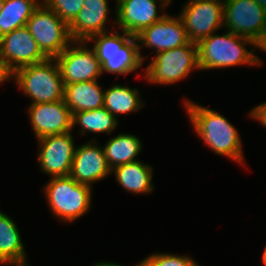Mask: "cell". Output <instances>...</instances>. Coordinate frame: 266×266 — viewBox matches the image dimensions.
Returning <instances> with one entry per match:
<instances>
[{
	"mask_svg": "<svg viewBox=\"0 0 266 266\" xmlns=\"http://www.w3.org/2000/svg\"><path fill=\"white\" fill-rule=\"evenodd\" d=\"M27 112L37 139L73 131V114L64 100L30 104Z\"/></svg>",
	"mask_w": 266,
	"mask_h": 266,
	"instance_id": "obj_15",
	"label": "cell"
},
{
	"mask_svg": "<svg viewBox=\"0 0 266 266\" xmlns=\"http://www.w3.org/2000/svg\"><path fill=\"white\" fill-rule=\"evenodd\" d=\"M266 11V0H255Z\"/></svg>",
	"mask_w": 266,
	"mask_h": 266,
	"instance_id": "obj_31",
	"label": "cell"
},
{
	"mask_svg": "<svg viewBox=\"0 0 266 266\" xmlns=\"http://www.w3.org/2000/svg\"><path fill=\"white\" fill-rule=\"evenodd\" d=\"M169 4L167 0H116V19L113 24H117L116 29L136 36L143 29L161 20L166 13H159Z\"/></svg>",
	"mask_w": 266,
	"mask_h": 266,
	"instance_id": "obj_11",
	"label": "cell"
},
{
	"mask_svg": "<svg viewBox=\"0 0 266 266\" xmlns=\"http://www.w3.org/2000/svg\"><path fill=\"white\" fill-rule=\"evenodd\" d=\"M104 92L98 80L64 85V101L72 114L104 106Z\"/></svg>",
	"mask_w": 266,
	"mask_h": 266,
	"instance_id": "obj_19",
	"label": "cell"
},
{
	"mask_svg": "<svg viewBox=\"0 0 266 266\" xmlns=\"http://www.w3.org/2000/svg\"><path fill=\"white\" fill-rule=\"evenodd\" d=\"M46 59L27 26L0 37V63L10 74L20 67Z\"/></svg>",
	"mask_w": 266,
	"mask_h": 266,
	"instance_id": "obj_12",
	"label": "cell"
},
{
	"mask_svg": "<svg viewBox=\"0 0 266 266\" xmlns=\"http://www.w3.org/2000/svg\"><path fill=\"white\" fill-rule=\"evenodd\" d=\"M145 71L144 79L151 84L171 85L199 71L198 45L188 44L155 54Z\"/></svg>",
	"mask_w": 266,
	"mask_h": 266,
	"instance_id": "obj_6",
	"label": "cell"
},
{
	"mask_svg": "<svg viewBox=\"0 0 266 266\" xmlns=\"http://www.w3.org/2000/svg\"><path fill=\"white\" fill-rule=\"evenodd\" d=\"M118 122V118L110 114L104 107L73 113L72 119L73 128L76 124L79 125L80 136L88 132L112 134L111 132L116 129Z\"/></svg>",
	"mask_w": 266,
	"mask_h": 266,
	"instance_id": "obj_24",
	"label": "cell"
},
{
	"mask_svg": "<svg viewBox=\"0 0 266 266\" xmlns=\"http://www.w3.org/2000/svg\"><path fill=\"white\" fill-rule=\"evenodd\" d=\"M139 50L142 46L155 49V54L184 46L190 42L181 17L168 13L136 35Z\"/></svg>",
	"mask_w": 266,
	"mask_h": 266,
	"instance_id": "obj_14",
	"label": "cell"
},
{
	"mask_svg": "<svg viewBox=\"0 0 266 266\" xmlns=\"http://www.w3.org/2000/svg\"><path fill=\"white\" fill-rule=\"evenodd\" d=\"M142 266H200L188 255L154 252L141 260Z\"/></svg>",
	"mask_w": 266,
	"mask_h": 266,
	"instance_id": "obj_25",
	"label": "cell"
},
{
	"mask_svg": "<svg viewBox=\"0 0 266 266\" xmlns=\"http://www.w3.org/2000/svg\"><path fill=\"white\" fill-rule=\"evenodd\" d=\"M3 5H4V0H0V14L2 12Z\"/></svg>",
	"mask_w": 266,
	"mask_h": 266,
	"instance_id": "obj_33",
	"label": "cell"
},
{
	"mask_svg": "<svg viewBox=\"0 0 266 266\" xmlns=\"http://www.w3.org/2000/svg\"><path fill=\"white\" fill-rule=\"evenodd\" d=\"M183 105L196 135L215 154L245 164L240 134L226 117L191 100Z\"/></svg>",
	"mask_w": 266,
	"mask_h": 266,
	"instance_id": "obj_1",
	"label": "cell"
},
{
	"mask_svg": "<svg viewBox=\"0 0 266 266\" xmlns=\"http://www.w3.org/2000/svg\"><path fill=\"white\" fill-rule=\"evenodd\" d=\"M17 224L0 211V264L29 266L26 251Z\"/></svg>",
	"mask_w": 266,
	"mask_h": 266,
	"instance_id": "obj_18",
	"label": "cell"
},
{
	"mask_svg": "<svg viewBox=\"0 0 266 266\" xmlns=\"http://www.w3.org/2000/svg\"><path fill=\"white\" fill-rule=\"evenodd\" d=\"M97 140L92 139L81 146H77L69 176L79 184L92 188L93 184L104 180L111 172L103 148Z\"/></svg>",
	"mask_w": 266,
	"mask_h": 266,
	"instance_id": "obj_16",
	"label": "cell"
},
{
	"mask_svg": "<svg viewBox=\"0 0 266 266\" xmlns=\"http://www.w3.org/2000/svg\"><path fill=\"white\" fill-rule=\"evenodd\" d=\"M223 27L255 41L266 30V11L255 0H225Z\"/></svg>",
	"mask_w": 266,
	"mask_h": 266,
	"instance_id": "obj_10",
	"label": "cell"
},
{
	"mask_svg": "<svg viewBox=\"0 0 266 266\" xmlns=\"http://www.w3.org/2000/svg\"><path fill=\"white\" fill-rule=\"evenodd\" d=\"M55 60L64 85L94 81L102 75L100 61L86 41H73Z\"/></svg>",
	"mask_w": 266,
	"mask_h": 266,
	"instance_id": "obj_9",
	"label": "cell"
},
{
	"mask_svg": "<svg viewBox=\"0 0 266 266\" xmlns=\"http://www.w3.org/2000/svg\"><path fill=\"white\" fill-rule=\"evenodd\" d=\"M38 163L43 173L53 177L69 176L75 153L72 131L38 139Z\"/></svg>",
	"mask_w": 266,
	"mask_h": 266,
	"instance_id": "obj_13",
	"label": "cell"
},
{
	"mask_svg": "<svg viewBox=\"0 0 266 266\" xmlns=\"http://www.w3.org/2000/svg\"><path fill=\"white\" fill-rule=\"evenodd\" d=\"M116 30L96 34L86 42L93 41L92 49L100 61L102 74L114 73L118 78V75H127L138 70L146 57L139 50L136 36Z\"/></svg>",
	"mask_w": 266,
	"mask_h": 266,
	"instance_id": "obj_3",
	"label": "cell"
},
{
	"mask_svg": "<svg viewBox=\"0 0 266 266\" xmlns=\"http://www.w3.org/2000/svg\"><path fill=\"white\" fill-rule=\"evenodd\" d=\"M93 266H124V265H120V264L110 263V262H105L104 261V262L96 263ZM135 266H142L141 261Z\"/></svg>",
	"mask_w": 266,
	"mask_h": 266,
	"instance_id": "obj_30",
	"label": "cell"
},
{
	"mask_svg": "<svg viewBox=\"0 0 266 266\" xmlns=\"http://www.w3.org/2000/svg\"><path fill=\"white\" fill-rule=\"evenodd\" d=\"M197 45L200 71L238 65L259 66L263 62L259 56L255 55L251 39L235 35L228 30L222 35H216L214 32ZM245 45H250V50Z\"/></svg>",
	"mask_w": 266,
	"mask_h": 266,
	"instance_id": "obj_2",
	"label": "cell"
},
{
	"mask_svg": "<svg viewBox=\"0 0 266 266\" xmlns=\"http://www.w3.org/2000/svg\"><path fill=\"white\" fill-rule=\"evenodd\" d=\"M180 11L190 42L199 43L223 27L224 2L188 0Z\"/></svg>",
	"mask_w": 266,
	"mask_h": 266,
	"instance_id": "obj_8",
	"label": "cell"
},
{
	"mask_svg": "<svg viewBox=\"0 0 266 266\" xmlns=\"http://www.w3.org/2000/svg\"><path fill=\"white\" fill-rule=\"evenodd\" d=\"M43 192L51 213L64 222H74L91 208L92 188L70 176L50 178Z\"/></svg>",
	"mask_w": 266,
	"mask_h": 266,
	"instance_id": "obj_5",
	"label": "cell"
},
{
	"mask_svg": "<svg viewBox=\"0 0 266 266\" xmlns=\"http://www.w3.org/2000/svg\"><path fill=\"white\" fill-rule=\"evenodd\" d=\"M11 80L31 98L30 104L64 100V84L55 58L20 67L11 74Z\"/></svg>",
	"mask_w": 266,
	"mask_h": 266,
	"instance_id": "obj_4",
	"label": "cell"
},
{
	"mask_svg": "<svg viewBox=\"0 0 266 266\" xmlns=\"http://www.w3.org/2000/svg\"><path fill=\"white\" fill-rule=\"evenodd\" d=\"M42 0H4L0 14V37L27 25Z\"/></svg>",
	"mask_w": 266,
	"mask_h": 266,
	"instance_id": "obj_23",
	"label": "cell"
},
{
	"mask_svg": "<svg viewBox=\"0 0 266 266\" xmlns=\"http://www.w3.org/2000/svg\"><path fill=\"white\" fill-rule=\"evenodd\" d=\"M116 182L120 184L128 193L150 194L154 190L152 183L153 168L138 159L131 163L114 167Z\"/></svg>",
	"mask_w": 266,
	"mask_h": 266,
	"instance_id": "obj_20",
	"label": "cell"
},
{
	"mask_svg": "<svg viewBox=\"0 0 266 266\" xmlns=\"http://www.w3.org/2000/svg\"><path fill=\"white\" fill-rule=\"evenodd\" d=\"M26 26L47 58H56L73 42L69 26L43 2L34 10Z\"/></svg>",
	"mask_w": 266,
	"mask_h": 266,
	"instance_id": "obj_7",
	"label": "cell"
},
{
	"mask_svg": "<svg viewBox=\"0 0 266 266\" xmlns=\"http://www.w3.org/2000/svg\"><path fill=\"white\" fill-rule=\"evenodd\" d=\"M109 0H84L83 7L69 25L72 41H87L90 37L111 31L105 28L109 15Z\"/></svg>",
	"mask_w": 266,
	"mask_h": 266,
	"instance_id": "obj_17",
	"label": "cell"
},
{
	"mask_svg": "<svg viewBox=\"0 0 266 266\" xmlns=\"http://www.w3.org/2000/svg\"><path fill=\"white\" fill-rule=\"evenodd\" d=\"M42 2L69 26L82 9L84 0H42Z\"/></svg>",
	"mask_w": 266,
	"mask_h": 266,
	"instance_id": "obj_26",
	"label": "cell"
},
{
	"mask_svg": "<svg viewBox=\"0 0 266 266\" xmlns=\"http://www.w3.org/2000/svg\"><path fill=\"white\" fill-rule=\"evenodd\" d=\"M248 116L254 120L256 119L261 125L266 127V102L255 106L252 110H250V114Z\"/></svg>",
	"mask_w": 266,
	"mask_h": 266,
	"instance_id": "obj_27",
	"label": "cell"
},
{
	"mask_svg": "<svg viewBox=\"0 0 266 266\" xmlns=\"http://www.w3.org/2000/svg\"><path fill=\"white\" fill-rule=\"evenodd\" d=\"M142 141L136 135L120 133L107 140L102 147L111 169L119 165L138 161L136 156L141 153Z\"/></svg>",
	"mask_w": 266,
	"mask_h": 266,
	"instance_id": "obj_21",
	"label": "cell"
},
{
	"mask_svg": "<svg viewBox=\"0 0 266 266\" xmlns=\"http://www.w3.org/2000/svg\"><path fill=\"white\" fill-rule=\"evenodd\" d=\"M11 80V74L6 70V68L0 63V84L5 81Z\"/></svg>",
	"mask_w": 266,
	"mask_h": 266,
	"instance_id": "obj_29",
	"label": "cell"
},
{
	"mask_svg": "<svg viewBox=\"0 0 266 266\" xmlns=\"http://www.w3.org/2000/svg\"><path fill=\"white\" fill-rule=\"evenodd\" d=\"M253 48H258L263 52H266V30L253 41Z\"/></svg>",
	"mask_w": 266,
	"mask_h": 266,
	"instance_id": "obj_28",
	"label": "cell"
},
{
	"mask_svg": "<svg viewBox=\"0 0 266 266\" xmlns=\"http://www.w3.org/2000/svg\"><path fill=\"white\" fill-rule=\"evenodd\" d=\"M261 261H262L263 265L266 266V246H265L264 252L262 254Z\"/></svg>",
	"mask_w": 266,
	"mask_h": 266,
	"instance_id": "obj_32",
	"label": "cell"
},
{
	"mask_svg": "<svg viewBox=\"0 0 266 266\" xmlns=\"http://www.w3.org/2000/svg\"><path fill=\"white\" fill-rule=\"evenodd\" d=\"M104 90L103 107L116 118L120 114L136 113L145 105L136 88L115 84Z\"/></svg>",
	"mask_w": 266,
	"mask_h": 266,
	"instance_id": "obj_22",
	"label": "cell"
}]
</instances>
